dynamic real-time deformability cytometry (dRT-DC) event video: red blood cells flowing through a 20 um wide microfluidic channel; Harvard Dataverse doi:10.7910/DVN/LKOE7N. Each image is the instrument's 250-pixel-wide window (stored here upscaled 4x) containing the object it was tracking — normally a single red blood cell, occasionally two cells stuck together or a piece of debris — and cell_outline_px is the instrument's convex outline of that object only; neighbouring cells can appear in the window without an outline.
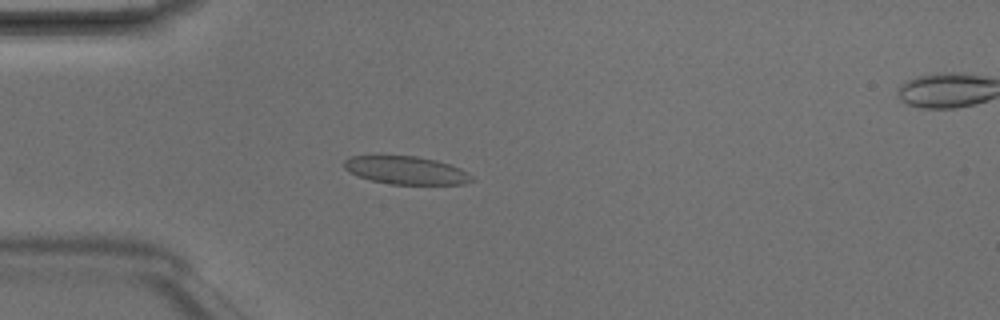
{"species": "Egyptian fruit bat (a non-hibernating species)", "species_latin": "Rousettus aegyptiacus", "temperature_condition": "room temperature", "stored_images_in_passage": 5, "camera_frame_rate_fps": 3000, "um_per_image_px": 0.085, "animal": {"sex": "male"}, "frame": {"image": 1, "passage_image": 4, "time_ms": 1.0, "image_size_px": [1000, 320], "cell_outline_px": [[476, 180], [464, 184], [392, 184], [372, 180], [356, 176], [348, 172], [344, 168], [344, 160], [352, 156], [416, 156], [436, 160], [460, 168], [468, 172]], "centroid_in_image_um": [34.53, 14.48], "position_along_channel_um": 50.5, "area_um2": 20.81}}